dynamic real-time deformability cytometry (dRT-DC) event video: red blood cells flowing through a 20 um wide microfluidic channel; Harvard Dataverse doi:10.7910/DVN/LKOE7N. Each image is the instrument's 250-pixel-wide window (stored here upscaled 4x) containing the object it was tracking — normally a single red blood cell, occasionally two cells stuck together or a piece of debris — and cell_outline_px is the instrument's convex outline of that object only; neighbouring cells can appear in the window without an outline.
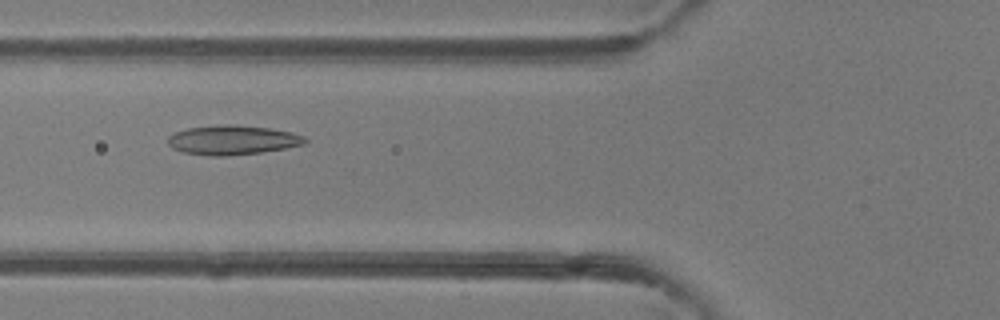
{"species": "common noctule bat (a hibernating species)", "species_latin": "Nyctalus noctula", "temperature_condition": "room temperature", "stored_images_in_passage": 47, "camera_frame_rate_fps": 3000, "um_per_image_px": 0.085, "animal": {"sex": "female"}, "frame": {"image": 1, "passage_image": 18, "time_ms": 5.667, "image_size_px": [1000, 320], "cell_outline_px": [[308, 140], [304, 144], [284, 148], [260, 152], [228, 156], [212, 156], [184, 152], [172, 148], [168, 144], [168, 136], [176, 132], [188, 128], [228, 124], [236, 124], [268, 128], [292, 132], [304, 136]], "centroid_in_image_um": [19.77, 11.9], "position_along_channel_um": 106.0, "area_um2": 23.35}}
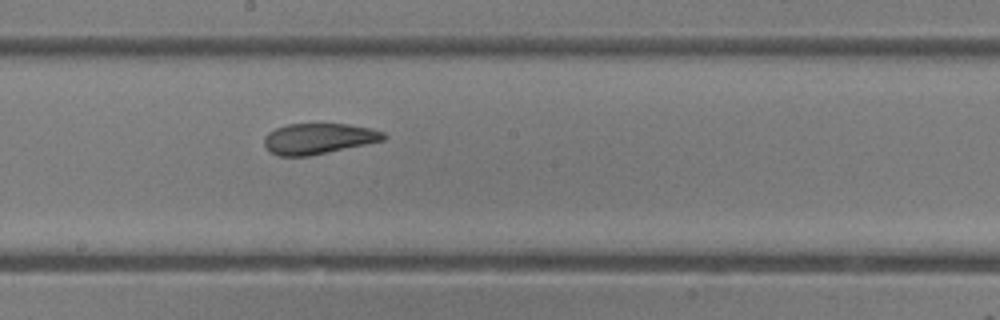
{"frame": {"image": 2, "passage_image": 26, "time_ms": 8.333, "image_size_px": [1000, 320], "cell_outline_px": [[388, 136], [384, 140], [308, 156], [280, 156], [268, 152], [264, 144], [264, 136], [268, 132], [276, 128], [288, 124], [348, 124], [372, 128], [384, 132]], "centroid_in_image_um": [27.05, 11.78], "position_along_channel_um": 221.1, "area_um2": 21.39}}
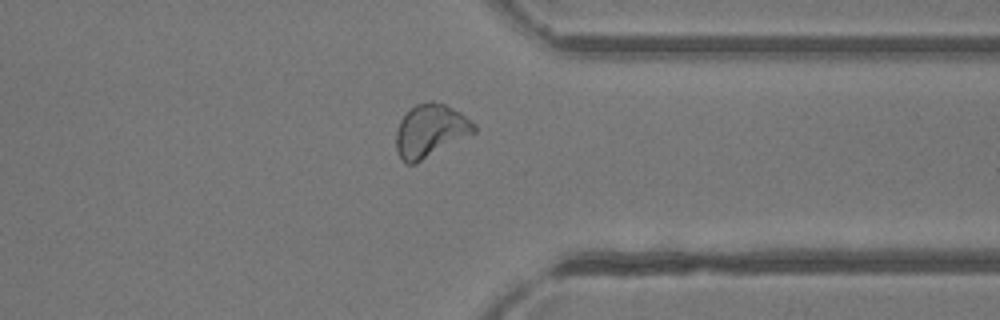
{"frame": {"image": 3, "passage_image": 37, "time_ms": 12.0, "image_size_px": [1000, 320], "cell_outline_px": [[476, 132], [416, 164], [404, 164], [396, 152], [396, 132], [400, 120], [416, 104], [432, 100], [444, 104], [460, 112], [476, 124]], "centroid_in_image_um": [36.58, 11.14], "position_along_channel_um": 374.8, "area_um2": 24.16}, "authors_computed_cell_mechanics": {"area_um2": 23.8136, "velocity_mm_per_s": 4.2966, "shape_relaxation_time_tau1_ms": null, "shape_relaxation_time_tau2_ms": 1.8313, "deformation_change_tau1": null, "deformation_change_tau2": 0.0811}}